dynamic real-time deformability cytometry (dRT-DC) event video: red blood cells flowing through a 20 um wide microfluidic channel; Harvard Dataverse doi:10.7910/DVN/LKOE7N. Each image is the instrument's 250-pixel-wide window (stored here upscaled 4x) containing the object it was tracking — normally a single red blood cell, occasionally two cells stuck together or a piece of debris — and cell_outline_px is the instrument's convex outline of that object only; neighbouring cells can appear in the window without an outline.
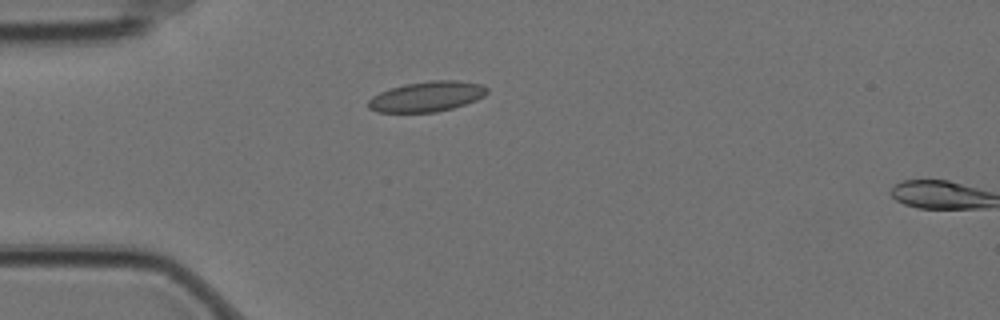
{"species": "Egyptian fruit bat (a non-hibernating species)", "species_latin": "Rousettus aegyptiacus", "temperature_condition": "cold", "stored_images_in_passage": 2, "camera_frame_rate_fps": 3000, "um_per_image_px": 0.085, "animal": {"sex": "female"}, "frame": {"image": 1, "passage_image": 1, "time_ms": 0.0, "image_size_px": [1000, 320], "cell_outline_px": [[488, 92], [484, 96], [476, 100], [452, 108], [436, 112], [376, 112], [368, 108], [368, 100], [372, 96], [380, 92], [404, 84], [432, 80], [456, 80], [480, 84], [488, 88]], "centroid_in_image_um": [36.27, 8.2], "position_along_channel_um": 48.7, "area_um2": 20.87}}